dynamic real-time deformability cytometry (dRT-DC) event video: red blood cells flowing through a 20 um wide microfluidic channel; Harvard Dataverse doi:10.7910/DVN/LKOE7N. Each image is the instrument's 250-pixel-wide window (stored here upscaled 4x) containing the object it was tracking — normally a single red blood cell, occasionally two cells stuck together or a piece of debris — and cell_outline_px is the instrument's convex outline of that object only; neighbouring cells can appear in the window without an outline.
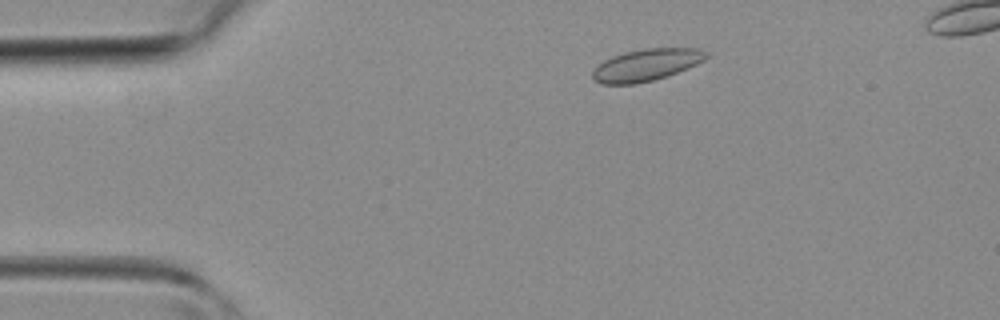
{"species": "common noctule bat (a hibernating species)", "species_latin": "Nyctalus noctula", "temperature_condition": "room temperature", "stored_images_in_passage": 32, "camera_frame_rate_fps": 3000, "um_per_image_px": 0.085, "animal": {"sex": "female", "body_mass_g": 19.3, "forearm_length_mm": 54.1}, "frame": {"image": 1, "passage_image": 5, "time_ms": 1.333, "image_size_px": [1000, 320], "cell_outline_px": [[708, 56], [704, 60], [688, 68], [668, 76], [636, 84], [600, 84], [592, 80], [592, 72], [604, 60], [612, 56], [624, 52], [648, 48], [700, 48], [708, 52]], "centroid_in_image_um": [54.94, 5.52], "position_along_channel_um": 30.1, "area_um2": 21.21}}
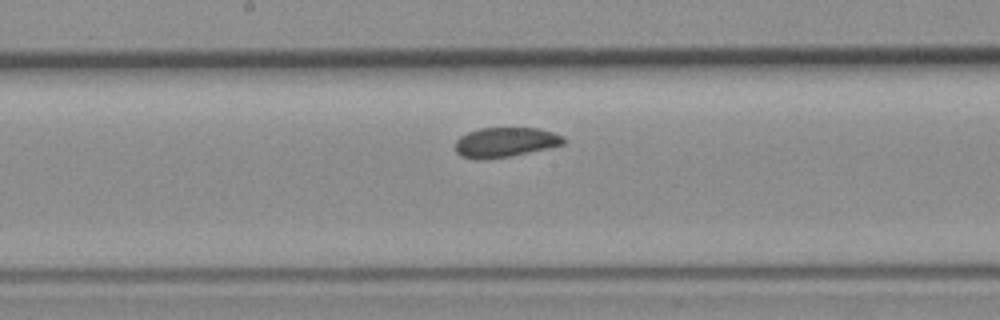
{"frame": {"image": 2, "passage_image": 19, "time_ms": 6.0, "image_size_px": [1000, 320], "cell_outline_px": [[568, 140], [564, 144], [548, 148], [512, 156], [480, 160], [476, 160], [460, 156], [456, 152], [456, 140], [460, 136], [468, 132], [480, 128], [540, 128], [564, 136]], "centroid_in_image_um": [42.96, 12.1], "position_along_channel_um": 205.2, "area_um2": 19.02}}
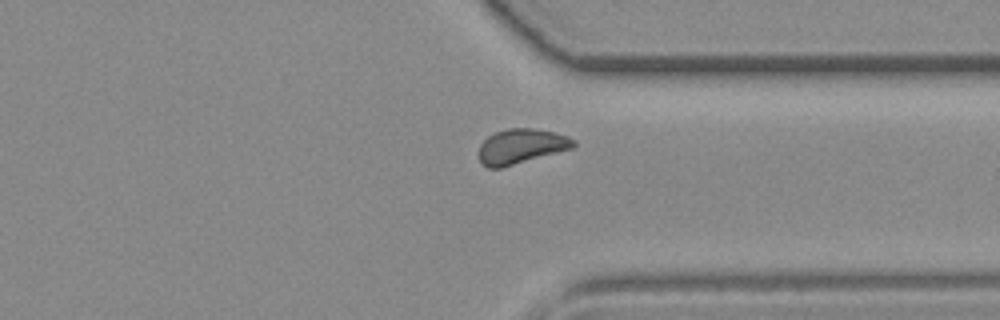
{"frame": {"image": 3, "passage_image": 29, "time_ms": 9.333, "image_size_px": [1000, 320], "cell_outline_px": [[576, 144], [572, 148], [500, 168], [488, 168], [480, 164], [480, 144], [488, 136], [496, 132], [508, 128], [532, 128], [552, 132], [568, 136], [576, 140]], "centroid_in_image_um": [44.28, 12.43], "position_along_channel_um": 367.1, "area_um2": 19.02}}